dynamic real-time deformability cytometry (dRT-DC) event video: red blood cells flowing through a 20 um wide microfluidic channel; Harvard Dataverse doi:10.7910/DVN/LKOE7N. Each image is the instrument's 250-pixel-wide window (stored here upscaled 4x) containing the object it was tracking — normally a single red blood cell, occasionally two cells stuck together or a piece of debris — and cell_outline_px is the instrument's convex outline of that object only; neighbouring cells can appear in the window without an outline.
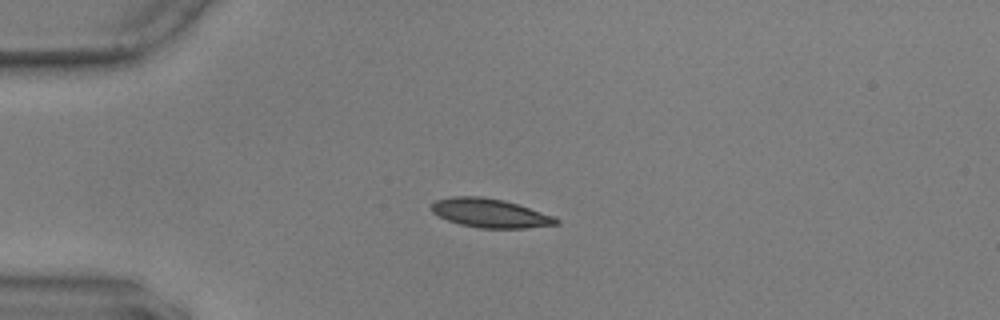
{"species": "common noctule bat (a hibernating species)", "species_latin": "Nyctalus noctula", "temperature_condition": "warm", "stored_images_in_passage": 38, "camera_frame_rate_fps": 3000, "um_per_image_px": 0.085, "animal": {"sex": "male", "body_mass_g": 17.9, "forearm_length_mm": 54.2}, "frame": {"image": 1, "passage_image": 1, "time_ms": 0.0, "image_size_px": [1000, 320], "cell_outline_px": [[560, 224], [524, 228], [480, 228], [460, 224], [448, 220], [432, 212], [432, 204], [436, 200], [452, 196], [480, 196], [504, 200], [552, 216], [560, 220]], "centroid_in_image_um": [41.64, 18.11], "position_along_channel_um": 43.4, "area_um2": 20.69}}
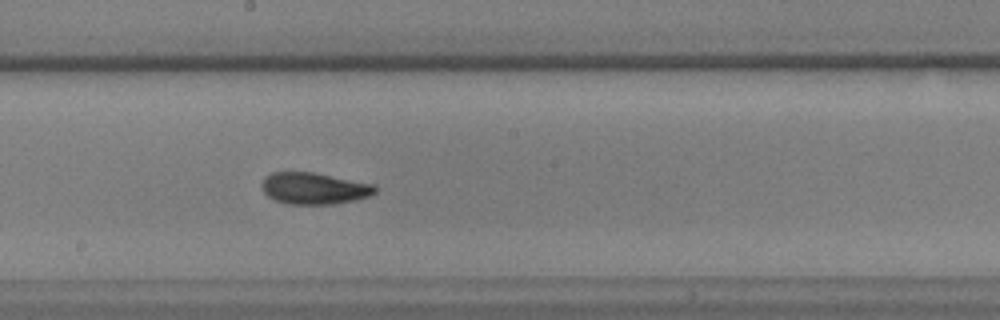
{"frame": {"image": 2, "passage_image": 18, "time_ms": 5.667, "image_size_px": [1000, 320], "cell_outline_px": [[380, 188], [376, 192], [368, 196], [356, 200], [332, 204], [284, 204], [268, 196], [260, 188], [260, 184], [264, 176], [272, 172], [312, 172], [376, 184]], "centroid_in_image_um": [26.7, 16.01], "position_along_channel_um": 221.5, "area_um2": 21.21}}
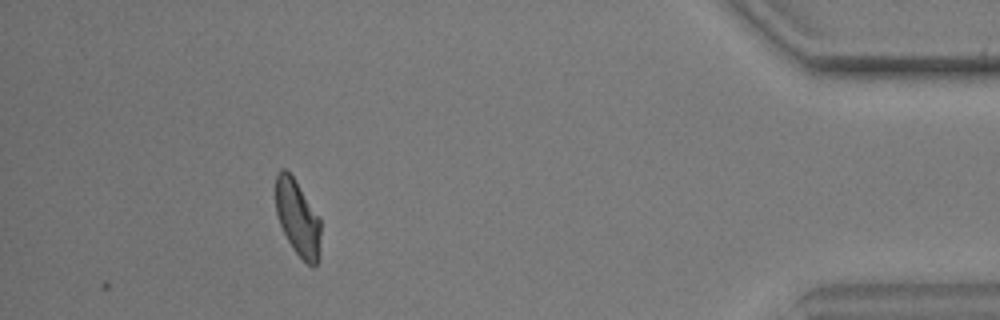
{"frame": {"image": 3, "passage_image": 38, "time_ms": 12.333, "image_size_px": [1000, 320], "cell_outline_px": [[320, 252], [316, 264], [312, 268], [292, 248], [280, 224], [276, 212], [276, 172], [280, 168], [284, 168], [292, 176], [320, 216]], "centroid_in_image_um": [25.31, 18.52], "position_along_channel_um": 409.9, "area_um2": 19.83}, "authors_computed_cell_mechanics": {"area_um2": 20.6346, "velocity_mm_per_s": 3.5886, "shape_relaxation_time_tau1_ms": 6.5312, "shape_relaxation_time_tau2_ms": 1.802, "deformation_change_tau1": 0.17, "deformation_change_tau2": 0.0719}}